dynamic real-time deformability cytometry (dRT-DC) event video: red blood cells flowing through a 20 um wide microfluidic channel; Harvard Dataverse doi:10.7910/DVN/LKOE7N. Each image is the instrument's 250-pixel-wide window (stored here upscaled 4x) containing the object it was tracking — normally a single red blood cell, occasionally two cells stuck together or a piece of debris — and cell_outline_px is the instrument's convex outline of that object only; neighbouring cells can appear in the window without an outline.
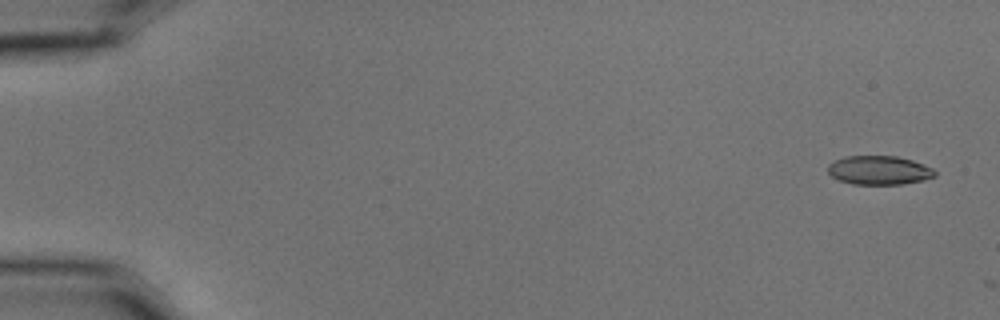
{"species": "common noctule bat (a hibernating species)", "species_latin": "Nyctalus noctula", "temperature_condition": "cold", "stored_images_in_passage": 3, "camera_frame_rate_fps": 3000, "um_per_image_px": 0.085, "animal": {"sex": "male", "body_mass_g": 15.6}, "frame": {"image": 1, "passage_image": 1, "time_ms": 0.0, "image_size_px": [1000, 320], "cell_outline_px": [[936, 176], [924, 180], [904, 184], [852, 184], [840, 180], [832, 176], [828, 172], [828, 164], [844, 156], [896, 156], [912, 160], [924, 164], [932, 168], [936, 172]], "centroid_in_image_um": [74.74, 14.47], "position_along_channel_um": 10.3, "area_um2": 18.03}}